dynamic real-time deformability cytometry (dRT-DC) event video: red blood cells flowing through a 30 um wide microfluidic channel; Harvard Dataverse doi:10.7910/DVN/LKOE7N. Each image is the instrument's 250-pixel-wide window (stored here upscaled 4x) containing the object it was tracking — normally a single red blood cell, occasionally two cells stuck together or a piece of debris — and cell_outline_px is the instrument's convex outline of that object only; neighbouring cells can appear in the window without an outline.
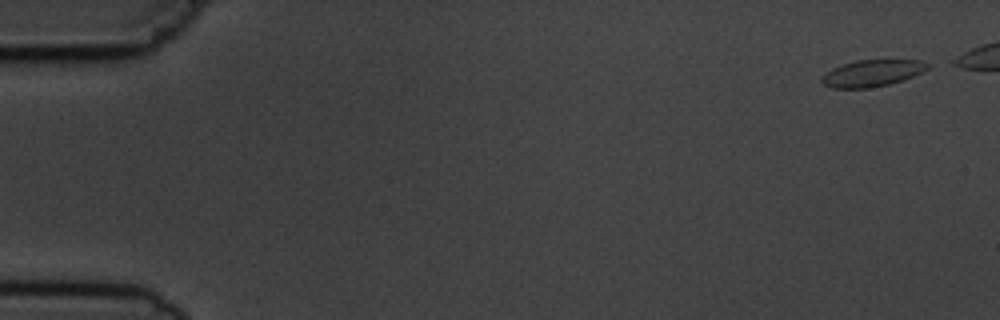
{"species": "common noctule bat (a hibernating species)", "species_latin": "Nyctalus noctula", "temperature_condition": "cold", "stored_images_in_passage": 6, "camera_frame_rate_fps": 3000, "um_per_image_px": 0.085, "animal": {"sex": "male", "body_mass_g": 19.5, "forearm_length_mm": 54.6}, "frame": {"image": 1, "passage_image": 1, "time_ms": 0.0, "image_size_px": [1000, 320], "cell_outline_px": [[932, 64], [928, 68], [904, 80], [888, 84], [868, 88], [832, 88], [824, 84], [820, 80], [820, 76], [832, 68], [856, 60], [920, 60]], "centroid_in_image_um": [74.11, 6.22], "position_along_channel_um": 10.9, "area_um2": 16.42}}